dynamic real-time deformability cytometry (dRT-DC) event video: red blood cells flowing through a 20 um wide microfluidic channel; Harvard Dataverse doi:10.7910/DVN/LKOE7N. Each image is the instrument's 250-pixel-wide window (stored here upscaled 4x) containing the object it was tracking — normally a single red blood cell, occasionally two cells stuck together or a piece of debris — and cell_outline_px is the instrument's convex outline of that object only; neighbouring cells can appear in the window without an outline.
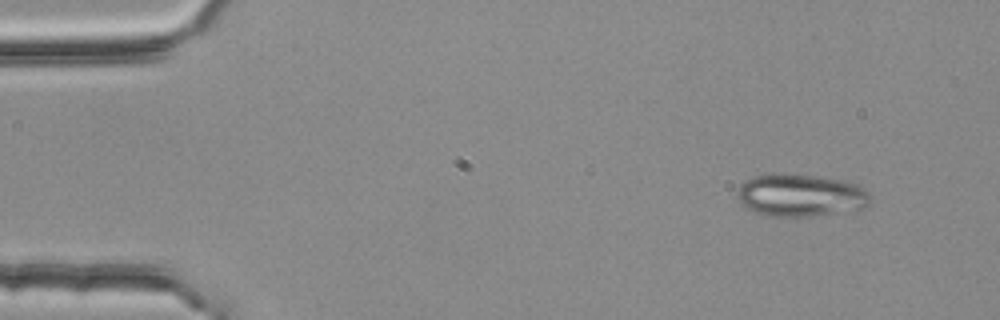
{"species": "common noctule bat (a hibernating species)", "species_latin": "Nyctalus noctula", "temperature_condition": "room temperature", "stored_images_in_passage": 4, "camera_frame_rate_fps": 3000, "um_per_image_px": 0.085, "animal": {"sex": "female", "body_mass_g": 25.1}, "frame": {"image": 1, "passage_image": 1, "time_ms": 0.0, "image_size_px": [1000, 320], "cell_outline_px": [[872, 200], [864, 208], [812, 216], [772, 216], [756, 212], [748, 208], [736, 196], [736, 192], [740, 184], [756, 176], [812, 176], [848, 180], [864, 188], [872, 196]], "centroid_in_image_um": [68.13, 16.63], "position_along_channel_um": 16.9, "area_um2": 32.14}}